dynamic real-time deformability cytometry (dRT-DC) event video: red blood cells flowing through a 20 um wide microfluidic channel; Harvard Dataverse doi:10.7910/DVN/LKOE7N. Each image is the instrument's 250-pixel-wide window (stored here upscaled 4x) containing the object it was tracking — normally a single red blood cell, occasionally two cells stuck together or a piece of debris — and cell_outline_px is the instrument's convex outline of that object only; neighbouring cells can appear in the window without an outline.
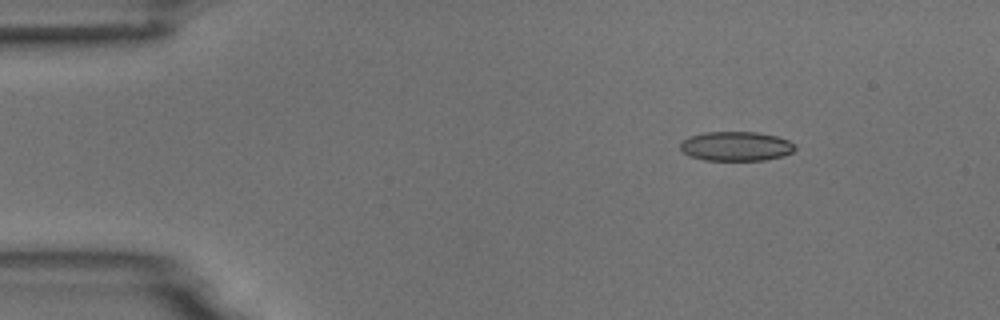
{"species": "common noctule bat (a hibernating species)", "species_latin": "Nyctalus noctula", "temperature_condition": "room temperature", "stored_images_in_passage": 4, "camera_frame_rate_fps": 3000, "um_per_image_px": 0.085, "animal": {"sex": "male", "body_mass_g": 18.8}, "frame": {"image": 1, "passage_image": 1, "time_ms": 0.0, "image_size_px": [1000, 320], "cell_outline_px": [[796, 148], [792, 152], [784, 156], [764, 160], [704, 160], [688, 156], [680, 148], [680, 144], [688, 136], [704, 132], [760, 132], [776, 136], [788, 140], [796, 144]], "centroid_in_image_um": [62.58, 12.43], "position_along_channel_um": 22.4, "area_um2": 19.83}}
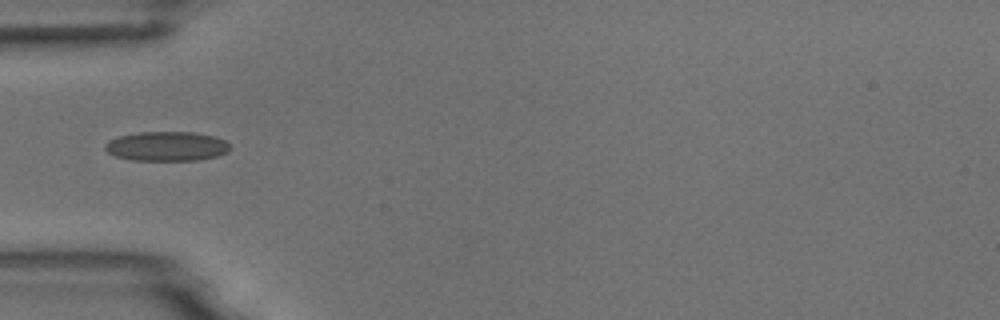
{"frame": {"image": 2, "passage_image": 4, "time_ms": 3.333, "image_size_px": [1000, 320], "cell_outline_px": [[232, 148], [228, 152], [216, 156], [196, 160], [132, 160], [116, 156], [108, 152], [104, 148], [104, 144], [108, 140], [120, 136], [140, 132], [192, 132], [212, 136], [224, 140]], "centroid_in_image_um": [14.16, 12.43], "position_along_channel_um": 70.8, "area_um2": 21.33}}